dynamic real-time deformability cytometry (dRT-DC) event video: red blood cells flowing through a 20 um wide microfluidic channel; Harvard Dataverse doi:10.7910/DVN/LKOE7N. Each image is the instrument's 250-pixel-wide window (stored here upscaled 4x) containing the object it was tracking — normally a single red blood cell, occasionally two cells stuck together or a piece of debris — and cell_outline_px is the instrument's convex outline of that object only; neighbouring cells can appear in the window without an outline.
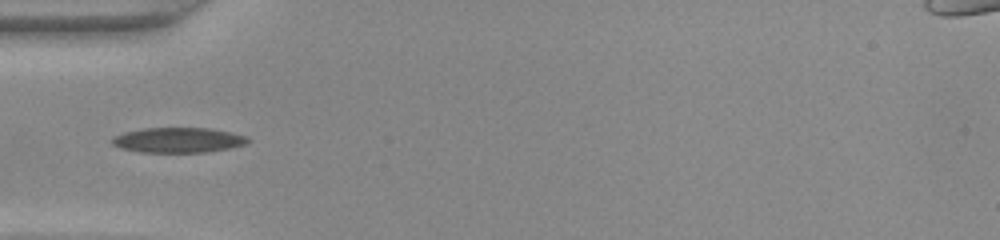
{"species": "common noctule bat (a hibernating species)", "species_latin": "Nyctalus noctula", "temperature_condition": "warm", "stored_images_in_passage": 33, "camera_frame_rate_fps": 3000, "um_per_image_px": 0.085, "animal": {"sex": "female", "body_mass_g": 22.0, "forearm_length_mm": 56.7}, "frame": {"image": 1, "passage_image": 1, "time_ms": 0.0, "image_size_px": [1000, 240], "cell_outline_px": [[252, 140], [244, 144], [228, 148], [204, 152], [140, 152], [124, 148], [112, 144], [112, 136], [124, 132], [144, 128], [212, 128], [244, 136]], "centroid_in_image_um": [15.12, 11.9], "position_along_channel_um": 69.9, "area_um2": 19.59}}
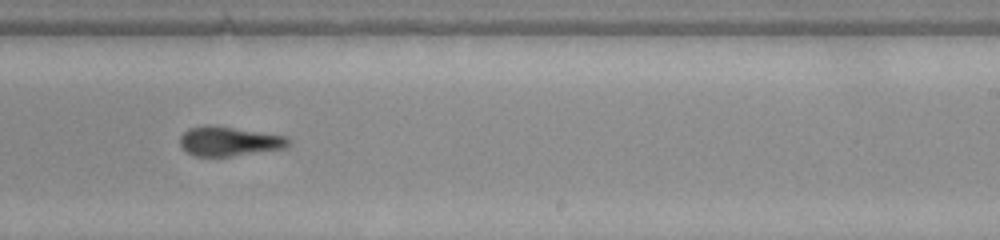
{"frame": {"image": 2, "passage_image": 15, "time_ms": 4.667, "image_size_px": [1000, 240], "cell_outline_px": [[292, 140], [284, 148], [232, 156], [196, 156], [188, 152], [180, 144], [180, 136], [188, 128], [208, 124], [288, 136]], "centroid_in_image_um": [19.48, 12.0], "position_along_channel_um": 269.5, "area_um2": 18.5}}
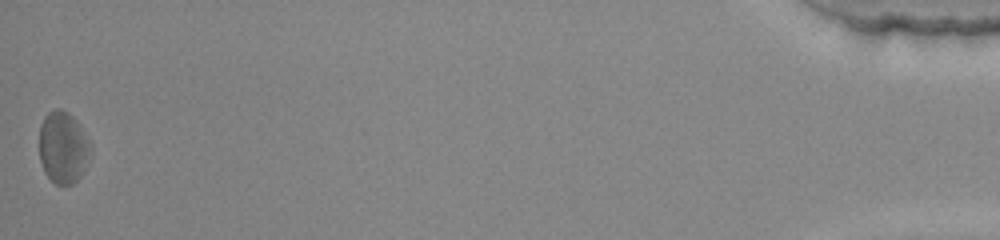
{"frame": {"image": 3, "passage_image": 33, "time_ms": 10.667, "image_size_px": [1000, 240], "cell_outline_px": [[92, 148], [80, 176], [72, 184], [56, 184], [44, 172], [40, 160], [40, 124], [44, 116], [48, 112], [56, 108], [60, 108], [68, 112], [76, 120], [88, 140]], "centroid_in_image_um": [5.34, 12.5], "position_along_channel_um": 429.9, "area_um2": 21.21}}